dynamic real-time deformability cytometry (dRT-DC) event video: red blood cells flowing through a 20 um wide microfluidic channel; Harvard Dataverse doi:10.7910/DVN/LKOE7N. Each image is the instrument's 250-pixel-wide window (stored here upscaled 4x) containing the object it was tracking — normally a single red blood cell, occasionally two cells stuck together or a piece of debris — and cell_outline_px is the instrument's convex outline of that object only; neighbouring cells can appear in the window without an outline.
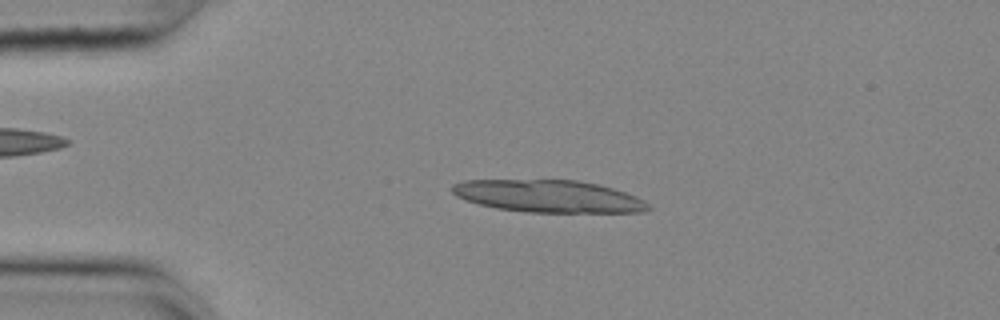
{"species": "common noctule bat (a hibernating species)", "species_latin": "Nyctalus noctula", "temperature_condition": "cold", "stored_images_in_passage": 19, "camera_frame_rate_fps": 3000, "um_per_image_px": 0.085, "animal": {"sex": "female", "body_mass_g": 25.1}, "frame": {"image": 1, "passage_image": 11, "time_ms": 3.333, "image_size_px": [1000, 320], "cell_outline_px": [[652, 208], [644, 212], [528, 212], [496, 208], [464, 200], [456, 196], [452, 192], [452, 184], [464, 180], [580, 180], [612, 188], [636, 196], [644, 200]], "centroid_in_image_um": [46.61, 16.68], "position_along_channel_um": 38.4, "area_um2": 36.88}}